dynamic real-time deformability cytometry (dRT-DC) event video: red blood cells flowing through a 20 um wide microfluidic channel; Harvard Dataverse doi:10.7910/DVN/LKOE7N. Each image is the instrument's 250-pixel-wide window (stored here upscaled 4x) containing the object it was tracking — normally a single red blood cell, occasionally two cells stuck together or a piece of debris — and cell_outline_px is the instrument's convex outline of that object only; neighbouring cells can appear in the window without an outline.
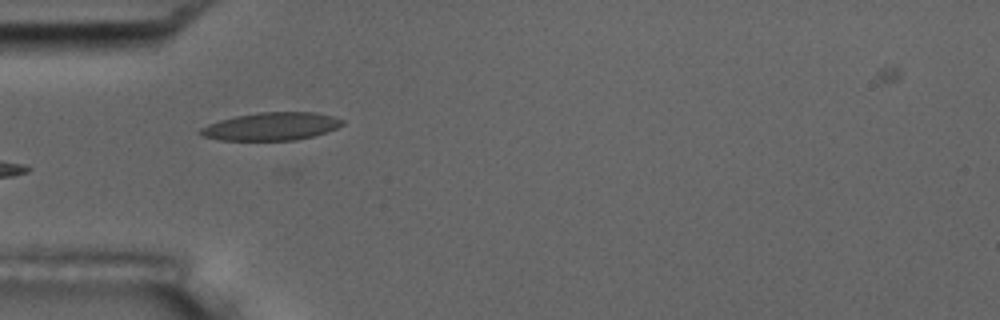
{"species": "common noctule bat (a hibernating species)", "species_latin": "Nyctalus noctula", "temperature_condition": "room temperature", "stored_images_in_passage": 5, "camera_frame_rate_fps": 3000, "um_per_image_px": 0.085, "animal": {"sex": "male", "body_mass_g": 17.5, "forearm_length_mm": 52.3}, "frame": {"image": 1, "passage_image": 4, "time_ms": 4.333, "image_size_px": [1000, 320], "cell_outline_px": [[344, 124], [336, 128], [312, 136], [296, 140], [220, 140], [200, 136], [196, 132], [200, 128], [208, 124], [220, 120], [236, 116], [260, 112], [316, 112], [332, 116], [344, 120]], "centroid_in_image_um": [23.02, 10.74], "position_along_channel_um": 62.0, "area_um2": 23.06}}